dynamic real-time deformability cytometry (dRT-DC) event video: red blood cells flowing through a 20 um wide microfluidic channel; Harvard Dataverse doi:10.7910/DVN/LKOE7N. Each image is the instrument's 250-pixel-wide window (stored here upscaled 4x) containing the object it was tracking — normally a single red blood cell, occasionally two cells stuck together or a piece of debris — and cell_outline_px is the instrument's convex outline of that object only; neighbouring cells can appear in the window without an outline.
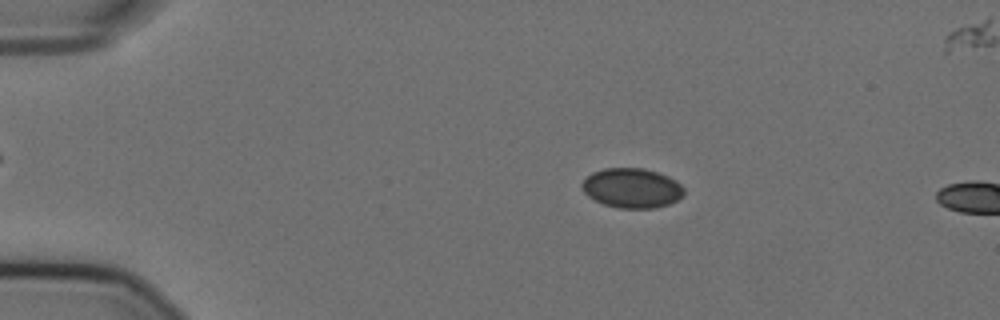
{"species": "Egyptian fruit bat (a non-hibernating species)", "species_latin": "Rousettus aegyptiacus", "temperature_condition": "cold", "stored_images_in_passage": 4, "camera_frame_rate_fps": 3000, "um_per_image_px": 0.085, "animal": {"sex": "female"}, "frame": {"image": 1, "passage_image": 1, "time_ms": 0.0, "image_size_px": [1000, 320], "cell_outline_px": [[684, 196], [668, 204], [656, 208], [620, 208], [604, 204], [588, 196], [584, 192], [580, 184], [592, 172], [604, 168], [644, 168], [668, 176], [676, 180], [684, 188]], "centroid_in_image_um": [53.72, 15.98], "position_along_channel_um": 31.3, "area_um2": 23.58}}